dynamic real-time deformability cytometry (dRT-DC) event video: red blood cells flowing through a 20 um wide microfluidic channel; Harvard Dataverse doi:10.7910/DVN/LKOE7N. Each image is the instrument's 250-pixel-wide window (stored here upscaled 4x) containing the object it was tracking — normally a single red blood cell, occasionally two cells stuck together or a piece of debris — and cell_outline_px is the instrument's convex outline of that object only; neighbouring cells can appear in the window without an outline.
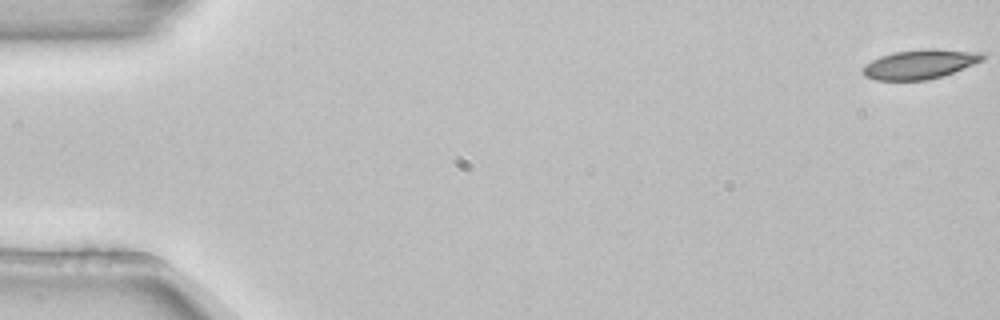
{"species": "common noctule bat (a hibernating species)", "species_latin": "Nyctalus noctula", "temperature_condition": "room temperature", "stored_images_in_passage": 6, "camera_frame_rate_fps": 3000, "um_per_image_px": 0.085, "animal": {"sex": "female", "body_mass_g": 22.7, "forearm_length_mm": 54.2}, "frame": {"image": 1, "passage_image": 1, "time_ms": 0.0, "image_size_px": [1000, 320], "cell_outline_px": [[984, 60], [952, 72], [928, 80], [876, 80], [864, 76], [864, 64], [880, 56], [892, 52], [984, 52]], "centroid_in_image_um": [78.1, 5.52], "position_along_channel_um": 6.9, "area_um2": 19.07}}
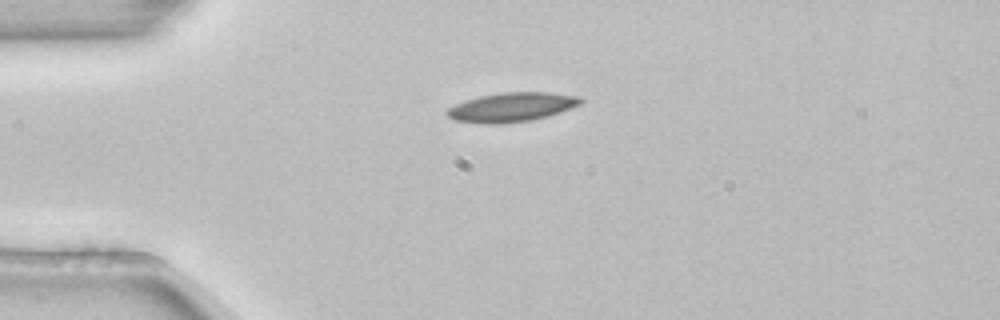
{"frame": {"image": 2, "passage_image": 4, "time_ms": 1.0, "image_size_px": [1000, 320], "cell_outline_px": [[584, 100], [580, 104], [560, 112], [548, 116], [532, 120], [500, 124], [484, 124], [456, 120], [448, 116], [444, 112], [448, 108], [456, 104], [480, 96], [500, 92], [548, 92], [580, 96]], "centroid_in_image_um": [43.51, 9.11], "position_along_channel_um": 41.5, "area_um2": 22.72}}